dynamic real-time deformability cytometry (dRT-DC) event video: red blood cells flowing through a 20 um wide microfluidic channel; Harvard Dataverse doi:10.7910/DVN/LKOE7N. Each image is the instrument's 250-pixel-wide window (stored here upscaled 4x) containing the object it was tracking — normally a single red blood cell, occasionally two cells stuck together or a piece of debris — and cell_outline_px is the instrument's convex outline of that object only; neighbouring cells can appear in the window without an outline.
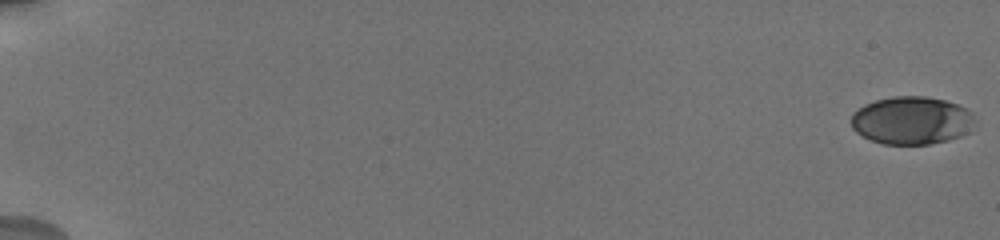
{"species": "human", "species_latin": "Homo sapiens", "temperature_condition": "cold", "stored_images_in_passage": 39, "camera_frame_rate_fps": 3000, "um_per_image_px": 0.085, "donor": {"sex": "male"}, "frame": {"image": 1, "passage_image": 1, "time_ms": 0.0, "image_size_px": [1000, 240], "cell_outline_px": [[976, 120], [972, 132], [948, 140], [928, 144], [884, 144], [872, 140], [856, 132], [852, 128], [852, 112], [864, 104], [876, 100], [892, 96], [924, 96], [944, 100], [968, 108], [972, 112]], "centroid_in_image_um": [77.54, 10.23], "position_along_channel_um": 7.5, "area_um2": 34.85}}
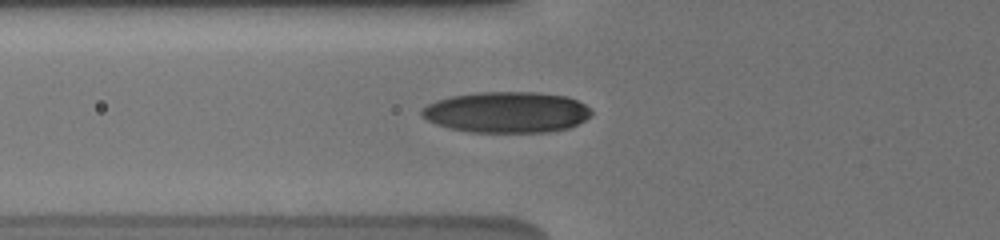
{"frame": {"image": 2, "passage_image": 16, "time_ms": 7.667, "image_size_px": [1000, 240], "cell_outline_px": [[592, 116], [568, 128], [548, 132], [468, 132], [436, 124], [428, 120], [420, 112], [428, 104], [436, 100], [452, 96], [476, 92], [536, 92], [568, 96], [584, 104], [592, 112]], "centroid_in_image_um": [43.09, 9.53], "position_along_channel_um": 82.7, "area_um2": 40.4}}
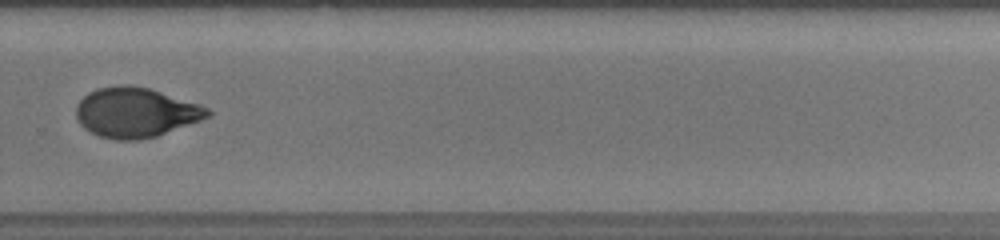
{"frame": {"image": 3, "passage_image": 29, "time_ms": 14.0, "image_size_px": [1000, 240], "cell_outline_px": [[212, 112], [208, 116], [200, 120], [156, 136], [140, 140], [116, 140], [100, 136], [84, 128], [80, 124], [76, 116], [76, 104], [88, 92], [96, 88], [116, 84], [128, 84], [148, 88], [208, 108]], "centroid_in_image_um": [11.46, 9.55], "position_along_channel_um": 318.3, "area_um2": 37.86}, "authors_computed_cell_mechanics": {"area_um2": 37.859, "velocity_mm_per_s": 3.7235, "shape_relaxation_time_tau1_ms": 4.5703, "shape_relaxation_time_tau2_ms": 1.9218, "deformation_change_tau1": 0.1566, "deformation_change_tau2": 0.0575}}